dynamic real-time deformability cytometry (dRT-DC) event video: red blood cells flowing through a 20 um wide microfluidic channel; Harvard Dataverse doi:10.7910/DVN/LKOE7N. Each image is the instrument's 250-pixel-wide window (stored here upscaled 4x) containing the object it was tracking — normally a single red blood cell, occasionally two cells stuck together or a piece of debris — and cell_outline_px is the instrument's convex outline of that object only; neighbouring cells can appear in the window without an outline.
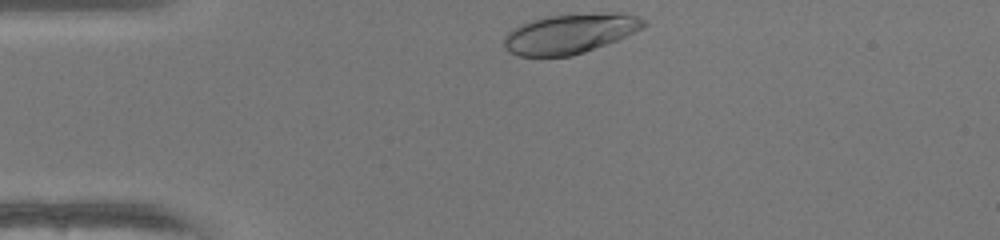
{"species": "human", "species_latin": "Homo sapiens", "temperature_condition": "warm", "stored_images_in_passage": 30, "camera_frame_rate_fps": 3000, "um_per_image_px": 0.085, "donor": {"sex": "female"}, "frame": {"image": 1, "passage_image": 1, "time_ms": 0.0, "image_size_px": [1000, 240], "cell_outline_px": [[648, 24], [644, 28], [616, 40], [584, 52], [572, 56], [520, 56], [508, 52], [504, 48], [504, 36], [512, 28], [520, 24], [544, 16], [616, 12], [620, 12], [640, 16], [648, 20]], "centroid_in_image_um": [48.47, 2.84], "position_along_channel_um": 36.5, "area_um2": 32.6}}
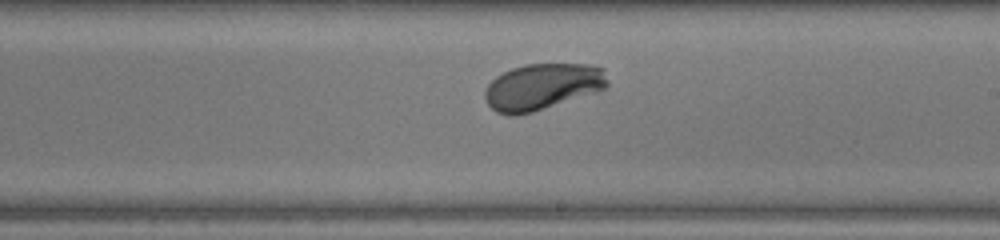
{"frame": {"image": 2, "passage_image": 19, "time_ms": 6.0, "image_size_px": [1000, 240], "cell_outline_px": [[608, 84], [604, 88], [532, 112], [516, 116], [508, 116], [496, 112], [488, 104], [484, 96], [484, 92], [488, 84], [496, 76], [512, 68], [524, 64], [596, 64], [604, 68], [608, 80]], "centroid_in_image_um": [46.07, 7.35], "position_along_channel_um": 242.9, "area_um2": 32.95}}
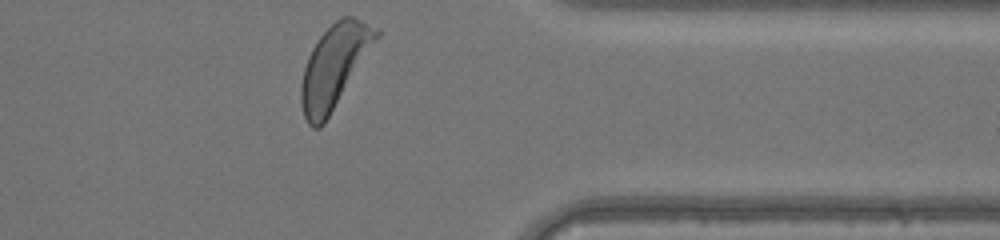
{"frame": {"image": 3, "passage_image": 30, "time_ms": 9.667, "image_size_px": [1000, 240], "cell_outline_px": [[380, 36], [324, 124], [320, 128], [312, 128], [308, 124], [304, 116], [300, 100], [300, 84], [304, 68], [308, 56], [316, 40], [336, 20], [344, 16], [352, 16], [380, 28]], "centroid_in_image_um": [28.41, 5.63], "position_along_channel_um": 383.0, "area_um2": 36.13}, "authors_computed_cell_mechanics": {"area_um2": 32.6281, "velocity_mm_per_s": 4.1352, "shape_relaxation_time_tau1_ms": 1.7107, "shape_relaxation_time_tau2_ms": null, "deformation_change_tau1": 0.1459, "deformation_change_tau2": null}}